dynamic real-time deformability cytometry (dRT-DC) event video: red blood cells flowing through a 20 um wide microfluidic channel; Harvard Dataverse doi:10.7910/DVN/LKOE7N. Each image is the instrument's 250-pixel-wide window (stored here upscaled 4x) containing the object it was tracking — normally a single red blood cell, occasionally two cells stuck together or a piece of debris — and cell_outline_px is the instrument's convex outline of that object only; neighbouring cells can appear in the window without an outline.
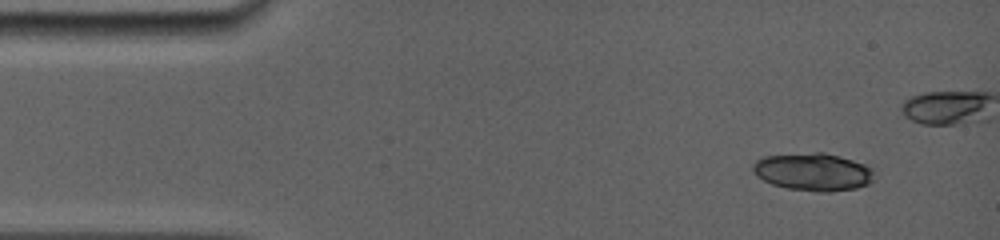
{"species": "common noctule bat (a hibernating species)", "species_latin": "Nyctalus noctula", "temperature_condition": "room temperature", "stored_images_in_passage": 5, "camera_frame_rate_fps": 5000, "um_per_image_px": 0.085, "animal": {"sex": "female", "body_mass_g": 19.0, "forearm_length_mm": 56.7}, "frame": {"image": 1, "passage_image": 1, "time_ms": 0.0, "image_size_px": [1000, 240], "cell_outline_px": [[872, 180], [868, 184], [856, 188], [828, 192], [816, 192], [788, 188], [772, 184], [756, 176], [752, 168], [752, 164], [756, 160], [764, 156], [816, 152], [824, 152], [840, 156], [864, 164], [872, 168]], "centroid_in_image_um": [69.09, 14.61], "position_along_channel_um": 15.9, "area_um2": 26.59}}